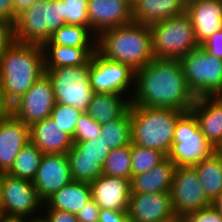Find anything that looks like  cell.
<instances>
[{
	"instance_id": "1",
	"label": "cell",
	"mask_w": 222,
	"mask_h": 222,
	"mask_svg": "<svg viewBox=\"0 0 222 222\" xmlns=\"http://www.w3.org/2000/svg\"><path fill=\"white\" fill-rule=\"evenodd\" d=\"M131 105L189 112L196 98L190 92L180 59L154 58L135 71Z\"/></svg>"
},
{
	"instance_id": "2",
	"label": "cell",
	"mask_w": 222,
	"mask_h": 222,
	"mask_svg": "<svg viewBox=\"0 0 222 222\" xmlns=\"http://www.w3.org/2000/svg\"><path fill=\"white\" fill-rule=\"evenodd\" d=\"M97 36L94 39L97 42L96 51L101 56L127 64L134 71L143 68L155 58L149 25L132 22L107 29Z\"/></svg>"
},
{
	"instance_id": "3",
	"label": "cell",
	"mask_w": 222,
	"mask_h": 222,
	"mask_svg": "<svg viewBox=\"0 0 222 222\" xmlns=\"http://www.w3.org/2000/svg\"><path fill=\"white\" fill-rule=\"evenodd\" d=\"M44 74L42 45L14 41L0 58V79L10 105Z\"/></svg>"
},
{
	"instance_id": "4",
	"label": "cell",
	"mask_w": 222,
	"mask_h": 222,
	"mask_svg": "<svg viewBox=\"0 0 222 222\" xmlns=\"http://www.w3.org/2000/svg\"><path fill=\"white\" fill-rule=\"evenodd\" d=\"M131 143L169 155L178 118L184 113L172 108L129 106Z\"/></svg>"
},
{
	"instance_id": "5",
	"label": "cell",
	"mask_w": 222,
	"mask_h": 222,
	"mask_svg": "<svg viewBox=\"0 0 222 222\" xmlns=\"http://www.w3.org/2000/svg\"><path fill=\"white\" fill-rule=\"evenodd\" d=\"M64 25L62 0H38L17 16L13 25L14 39L43 45Z\"/></svg>"
},
{
	"instance_id": "6",
	"label": "cell",
	"mask_w": 222,
	"mask_h": 222,
	"mask_svg": "<svg viewBox=\"0 0 222 222\" xmlns=\"http://www.w3.org/2000/svg\"><path fill=\"white\" fill-rule=\"evenodd\" d=\"M149 26L155 58L181 59L199 47L190 17L185 12Z\"/></svg>"
},
{
	"instance_id": "7",
	"label": "cell",
	"mask_w": 222,
	"mask_h": 222,
	"mask_svg": "<svg viewBox=\"0 0 222 222\" xmlns=\"http://www.w3.org/2000/svg\"><path fill=\"white\" fill-rule=\"evenodd\" d=\"M180 61L189 90L196 99L222 96V59L199 46Z\"/></svg>"
},
{
	"instance_id": "8",
	"label": "cell",
	"mask_w": 222,
	"mask_h": 222,
	"mask_svg": "<svg viewBox=\"0 0 222 222\" xmlns=\"http://www.w3.org/2000/svg\"><path fill=\"white\" fill-rule=\"evenodd\" d=\"M214 148L198 127L195 116L184 112L177 120L173 145L167 156L176 167H192L210 156Z\"/></svg>"
},
{
	"instance_id": "9",
	"label": "cell",
	"mask_w": 222,
	"mask_h": 222,
	"mask_svg": "<svg viewBox=\"0 0 222 222\" xmlns=\"http://www.w3.org/2000/svg\"><path fill=\"white\" fill-rule=\"evenodd\" d=\"M89 73L90 62L82 66L45 69L52 82L55 102L85 112L94 95Z\"/></svg>"
},
{
	"instance_id": "10",
	"label": "cell",
	"mask_w": 222,
	"mask_h": 222,
	"mask_svg": "<svg viewBox=\"0 0 222 222\" xmlns=\"http://www.w3.org/2000/svg\"><path fill=\"white\" fill-rule=\"evenodd\" d=\"M171 202L177 218L211 206L193 167H176L171 186Z\"/></svg>"
},
{
	"instance_id": "11",
	"label": "cell",
	"mask_w": 222,
	"mask_h": 222,
	"mask_svg": "<svg viewBox=\"0 0 222 222\" xmlns=\"http://www.w3.org/2000/svg\"><path fill=\"white\" fill-rule=\"evenodd\" d=\"M52 82L46 74L11 105V114L27 126L49 118L55 106Z\"/></svg>"
},
{
	"instance_id": "12",
	"label": "cell",
	"mask_w": 222,
	"mask_h": 222,
	"mask_svg": "<svg viewBox=\"0 0 222 222\" xmlns=\"http://www.w3.org/2000/svg\"><path fill=\"white\" fill-rule=\"evenodd\" d=\"M89 77L94 93L122 95L134 82L135 71L129 65L108 60L96 51L90 60Z\"/></svg>"
},
{
	"instance_id": "13",
	"label": "cell",
	"mask_w": 222,
	"mask_h": 222,
	"mask_svg": "<svg viewBox=\"0 0 222 222\" xmlns=\"http://www.w3.org/2000/svg\"><path fill=\"white\" fill-rule=\"evenodd\" d=\"M43 204L32 181L3 173L0 207L4 215L29 217Z\"/></svg>"
},
{
	"instance_id": "14",
	"label": "cell",
	"mask_w": 222,
	"mask_h": 222,
	"mask_svg": "<svg viewBox=\"0 0 222 222\" xmlns=\"http://www.w3.org/2000/svg\"><path fill=\"white\" fill-rule=\"evenodd\" d=\"M72 181L67 154H43L32 183L44 203Z\"/></svg>"
},
{
	"instance_id": "15",
	"label": "cell",
	"mask_w": 222,
	"mask_h": 222,
	"mask_svg": "<svg viewBox=\"0 0 222 222\" xmlns=\"http://www.w3.org/2000/svg\"><path fill=\"white\" fill-rule=\"evenodd\" d=\"M127 214L134 222H169L177 219L170 193H131Z\"/></svg>"
},
{
	"instance_id": "16",
	"label": "cell",
	"mask_w": 222,
	"mask_h": 222,
	"mask_svg": "<svg viewBox=\"0 0 222 222\" xmlns=\"http://www.w3.org/2000/svg\"><path fill=\"white\" fill-rule=\"evenodd\" d=\"M87 13L95 35L133 22L132 4L127 0H88Z\"/></svg>"
},
{
	"instance_id": "17",
	"label": "cell",
	"mask_w": 222,
	"mask_h": 222,
	"mask_svg": "<svg viewBox=\"0 0 222 222\" xmlns=\"http://www.w3.org/2000/svg\"><path fill=\"white\" fill-rule=\"evenodd\" d=\"M30 142V126L12 114L0 118V173H7L20 150Z\"/></svg>"
},
{
	"instance_id": "18",
	"label": "cell",
	"mask_w": 222,
	"mask_h": 222,
	"mask_svg": "<svg viewBox=\"0 0 222 222\" xmlns=\"http://www.w3.org/2000/svg\"><path fill=\"white\" fill-rule=\"evenodd\" d=\"M199 46L222 29V0H191L185 3Z\"/></svg>"
},
{
	"instance_id": "19",
	"label": "cell",
	"mask_w": 222,
	"mask_h": 222,
	"mask_svg": "<svg viewBox=\"0 0 222 222\" xmlns=\"http://www.w3.org/2000/svg\"><path fill=\"white\" fill-rule=\"evenodd\" d=\"M89 184L91 196L100 209L128 210L130 180L103 174Z\"/></svg>"
},
{
	"instance_id": "20",
	"label": "cell",
	"mask_w": 222,
	"mask_h": 222,
	"mask_svg": "<svg viewBox=\"0 0 222 222\" xmlns=\"http://www.w3.org/2000/svg\"><path fill=\"white\" fill-rule=\"evenodd\" d=\"M190 112L195 116L204 137L214 148L222 138V96L198 98Z\"/></svg>"
},
{
	"instance_id": "21",
	"label": "cell",
	"mask_w": 222,
	"mask_h": 222,
	"mask_svg": "<svg viewBox=\"0 0 222 222\" xmlns=\"http://www.w3.org/2000/svg\"><path fill=\"white\" fill-rule=\"evenodd\" d=\"M30 142L43 154H67L74 144L72 137L50 117L30 126Z\"/></svg>"
},
{
	"instance_id": "22",
	"label": "cell",
	"mask_w": 222,
	"mask_h": 222,
	"mask_svg": "<svg viewBox=\"0 0 222 222\" xmlns=\"http://www.w3.org/2000/svg\"><path fill=\"white\" fill-rule=\"evenodd\" d=\"M176 165L166 157L147 172L132 175L131 193H170Z\"/></svg>"
},
{
	"instance_id": "23",
	"label": "cell",
	"mask_w": 222,
	"mask_h": 222,
	"mask_svg": "<svg viewBox=\"0 0 222 222\" xmlns=\"http://www.w3.org/2000/svg\"><path fill=\"white\" fill-rule=\"evenodd\" d=\"M185 12L183 0H136L132 4L133 22L151 25Z\"/></svg>"
},
{
	"instance_id": "24",
	"label": "cell",
	"mask_w": 222,
	"mask_h": 222,
	"mask_svg": "<svg viewBox=\"0 0 222 222\" xmlns=\"http://www.w3.org/2000/svg\"><path fill=\"white\" fill-rule=\"evenodd\" d=\"M42 47L44 69L82 66L88 64L96 52V47H67L56 44H43Z\"/></svg>"
},
{
	"instance_id": "25",
	"label": "cell",
	"mask_w": 222,
	"mask_h": 222,
	"mask_svg": "<svg viewBox=\"0 0 222 222\" xmlns=\"http://www.w3.org/2000/svg\"><path fill=\"white\" fill-rule=\"evenodd\" d=\"M91 198L89 183L72 181L49 197L44 205L49 209L77 214Z\"/></svg>"
},
{
	"instance_id": "26",
	"label": "cell",
	"mask_w": 222,
	"mask_h": 222,
	"mask_svg": "<svg viewBox=\"0 0 222 222\" xmlns=\"http://www.w3.org/2000/svg\"><path fill=\"white\" fill-rule=\"evenodd\" d=\"M130 106V100H125L119 94L94 93L85 111L100 125L120 118Z\"/></svg>"
},
{
	"instance_id": "27",
	"label": "cell",
	"mask_w": 222,
	"mask_h": 222,
	"mask_svg": "<svg viewBox=\"0 0 222 222\" xmlns=\"http://www.w3.org/2000/svg\"><path fill=\"white\" fill-rule=\"evenodd\" d=\"M207 197L213 201L222 191V157L214 152L192 166Z\"/></svg>"
},
{
	"instance_id": "28",
	"label": "cell",
	"mask_w": 222,
	"mask_h": 222,
	"mask_svg": "<svg viewBox=\"0 0 222 222\" xmlns=\"http://www.w3.org/2000/svg\"><path fill=\"white\" fill-rule=\"evenodd\" d=\"M42 156L43 153L29 142L20 150L7 174L16 178L33 181Z\"/></svg>"
},
{
	"instance_id": "29",
	"label": "cell",
	"mask_w": 222,
	"mask_h": 222,
	"mask_svg": "<svg viewBox=\"0 0 222 222\" xmlns=\"http://www.w3.org/2000/svg\"><path fill=\"white\" fill-rule=\"evenodd\" d=\"M100 137L110 149L131 143V116L128 109L120 118L102 125Z\"/></svg>"
},
{
	"instance_id": "30",
	"label": "cell",
	"mask_w": 222,
	"mask_h": 222,
	"mask_svg": "<svg viewBox=\"0 0 222 222\" xmlns=\"http://www.w3.org/2000/svg\"><path fill=\"white\" fill-rule=\"evenodd\" d=\"M91 34L94 35L88 27L66 24L56 31L50 40L44 44H56L67 47H96V43L90 39Z\"/></svg>"
},
{
	"instance_id": "31",
	"label": "cell",
	"mask_w": 222,
	"mask_h": 222,
	"mask_svg": "<svg viewBox=\"0 0 222 222\" xmlns=\"http://www.w3.org/2000/svg\"><path fill=\"white\" fill-rule=\"evenodd\" d=\"M73 143V146L67 152V158H88L94 160L102 168L104 167L111 149L100 136L95 139Z\"/></svg>"
},
{
	"instance_id": "32",
	"label": "cell",
	"mask_w": 222,
	"mask_h": 222,
	"mask_svg": "<svg viewBox=\"0 0 222 222\" xmlns=\"http://www.w3.org/2000/svg\"><path fill=\"white\" fill-rule=\"evenodd\" d=\"M103 174L131 180L132 167L130 144L110 150L103 167Z\"/></svg>"
},
{
	"instance_id": "33",
	"label": "cell",
	"mask_w": 222,
	"mask_h": 222,
	"mask_svg": "<svg viewBox=\"0 0 222 222\" xmlns=\"http://www.w3.org/2000/svg\"><path fill=\"white\" fill-rule=\"evenodd\" d=\"M132 175L147 172L167 156L159 150L130 143Z\"/></svg>"
},
{
	"instance_id": "34",
	"label": "cell",
	"mask_w": 222,
	"mask_h": 222,
	"mask_svg": "<svg viewBox=\"0 0 222 222\" xmlns=\"http://www.w3.org/2000/svg\"><path fill=\"white\" fill-rule=\"evenodd\" d=\"M68 162L73 181L90 183L103 175V168L92 159L68 158Z\"/></svg>"
},
{
	"instance_id": "35",
	"label": "cell",
	"mask_w": 222,
	"mask_h": 222,
	"mask_svg": "<svg viewBox=\"0 0 222 222\" xmlns=\"http://www.w3.org/2000/svg\"><path fill=\"white\" fill-rule=\"evenodd\" d=\"M82 114L83 111L80 109L66 104L55 103L50 118L62 128V131L73 138L77 122Z\"/></svg>"
},
{
	"instance_id": "36",
	"label": "cell",
	"mask_w": 222,
	"mask_h": 222,
	"mask_svg": "<svg viewBox=\"0 0 222 222\" xmlns=\"http://www.w3.org/2000/svg\"><path fill=\"white\" fill-rule=\"evenodd\" d=\"M87 6L88 0H62L63 19L66 24L90 29Z\"/></svg>"
},
{
	"instance_id": "37",
	"label": "cell",
	"mask_w": 222,
	"mask_h": 222,
	"mask_svg": "<svg viewBox=\"0 0 222 222\" xmlns=\"http://www.w3.org/2000/svg\"><path fill=\"white\" fill-rule=\"evenodd\" d=\"M102 125L90 117L86 112L79 117L73 142L87 141L100 136Z\"/></svg>"
},
{
	"instance_id": "38",
	"label": "cell",
	"mask_w": 222,
	"mask_h": 222,
	"mask_svg": "<svg viewBox=\"0 0 222 222\" xmlns=\"http://www.w3.org/2000/svg\"><path fill=\"white\" fill-rule=\"evenodd\" d=\"M182 219L185 222H222V216L213 206L187 214Z\"/></svg>"
},
{
	"instance_id": "39",
	"label": "cell",
	"mask_w": 222,
	"mask_h": 222,
	"mask_svg": "<svg viewBox=\"0 0 222 222\" xmlns=\"http://www.w3.org/2000/svg\"><path fill=\"white\" fill-rule=\"evenodd\" d=\"M100 208L91 198L76 214L79 222H98Z\"/></svg>"
},
{
	"instance_id": "40",
	"label": "cell",
	"mask_w": 222,
	"mask_h": 222,
	"mask_svg": "<svg viewBox=\"0 0 222 222\" xmlns=\"http://www.w3.org/2000/svg\"><path fill=\"white\" fill-rule=\"evenodd\" d=\"M200 46L208 53L222 59V29L212 34Z\"/></svg>"
},
{
	"instance_id": "41",
	"label": "cell",
	"mask_w": 222,
	"mask_h": 222,
	"mask_svg": "<svg viewBox=\"0 0 222 222\" xmlns=\"http://www.w3.org/2000/svg\"><path fill=\"white\" fill-rule=\"evenodd\" d=\"M14 41L13 24L0 20V58Z\"/></svg>"
},
{
	"instance_id": "42",
	"label": "cell",
	"mask_w": 222,
	"mask_h": 222,
	"mask_svg": "<svg viewBox=\"0 0 222 222\" xmlns=\"http://www.w3.org/2000/svg\"><path fill=\"white\" fill-rule=\"evenodd\" d=\"M47 208L46 216L44 217L47 222H79L76 214L59 211Z\"/></svg>"
},
{
	"instance_id": "43",
	"label": "cell",
	"mask_w": 222,
	"mask_h": 222,
	"mask_svg": "<svg viewBox=\"0 0 222 222\" xmlns=\"http://www.w3.org/2000/svg\"><path fill=\"white\" fill-rule=\"evenodd\" d=\"M127 215V211L100 209L98 222H121Z\"/></svg>"
},
{
	"instance_id": "44",
	"label": "cell",
	"mask_w": 222,
	"mask_h": 222,
	"mask_svg": "<svg viewBox=\"0 0 222 222\" xmlns=\"http://www.w3.org/2000/svg\"><path fill=\"white\" fill-rule=\"evenodd\" d=\"M0 20L14 25L13 0H0Z\"/></svg>"
},
{
	"instance_id": "45",
	"label": "cell",
	"mask_w": 222,
	"mask_h": 222,
	"mask_svg": "<svg viewBox=\"0 0 222 222\" xmlns=\"http://www.w3.org/2000/svg\"><path fill=\"white\" fill-rule=\"evenodd\" d=\"M38 0H13L14 7V23L16 22L17 16L24 10L31 7Z\"/></svg>"
},
{
	"instance_id": "46",
	"label": "cell",
	"mask_w": 222,
	"mask_h": 222,
	"mask_svg": "<svg viewBox=\"0 0 222 222\" xmlns=\"http://www.w3.org/2000/svg\"><path fill=\"white\" fill-rule=\"evenodd\" d=\"M11 114V105L6 100L3 92V87L0 79V118Z\"/></svg>"
},
{
	"instance_id": "47",
	"label": "cell",
	"mask_w": 222,
	"mask_h": 222,
	"mask_svg": "<svg viewBox=\"0 0 222 222\" xmlns=\"http://www.w3.org/2000/svg\"><path fill=\"white\" fill-rule=\"evenodd\" d=\"M26 220V221H25ZM26 217L23 216H11V215H2L0 222H29Z\"/></svg>"
},
{
	"instance_id": "48",
	"label": "cell",
	"mask_w": 222,
	"mask_h": 222,
	"mask_svg": "<svg viewBox=\"0 0 222 222\" xmlns=\"http://www.w3.org/2000/svg\"><path fill=\"white\" fill-rule=\"evenodd\" d=\"M211 206H213L222 216V191L212 201Z\"/></svg>"
},
{
	"instance_id": "49",
	"label": "cell",
	"mask_w": 222,
	"mask_h": 222,
	"mask_svg": "<svg viewBox=\"0 0 222 222\" xmlns=\"http://www.w3.org/2000/svg\"><path fill=\"white\" fill-rule=\"evenodd\" d=\"M214 153L222 157V138L214 147Z\"/></svg>"
},
{
	"instance_id": "50",
	"label": "cell",
	"mask_w": 222,
	"mask_h": 222,
	"mask_svg": "<svg viewBox=\"0 0 222 222\" xmlns=\"http://www.w3.org/2000/svg\"><path fill=\"white\" fill-rule=\"evenodd\" d=\"M29 222H47V221H46V219L44 218V216H43V217L37 216V218L31 216Z\"/></svg>"
},
{
	"instance_id": "51",
	"label": "cell",
	"mask_w": 222,
	"mask_h": 222,
	"mask_svg": "<svg viewBox=\"0 0 222 222\" xmlns=\"http://www.w3.org/2000/svg\"><path fill=\"white\" fill-rule=\"evenodd\" d=\"M121 222H134L128 215Z\"/></svg>"
},
{
	"instance_id": "52",
	"label": "cell",
	"mask_w": 222,
	"mask_h": 222,
	"mask_svg": "<svg viewBox=\"0 0 222 222\" xmlns=\"http://www.w3.org/2000/svg\"><path fill=\"white\" fill-rule=\"evenodd\" d=\"M3 173H0V202H1V183H2Z\"/></svg>"
},
{
	"instance_id": "53",
	"label": "cell",
	"mask_w": 222,
	"mask_h": 222,
	"mask_svg": "<svg viewBox=\"0 0 222 222\" xmlns=\"http://www.w3.org/2000/svg\"><path fill=\"white\" fill-rule=\"evenodd\" d=\"M172 222H185L182 218H177L175 220H173Z\"/></svg>"
},
{
	"instance_id": "54",
	"label": "cell",
	"mask_w": 222,
	"mask_h": 222,
	"mask_svg": "<svg viewBox=\"0 0 222 222\" xmlns=\"http://www.w3.org/2000/svg\"><path fill=\"white\" fill-rule=\"evenodd\" d=\"M2 215H3V212H2V208L0 207V219H1Z\"/></svg>"
},
{
	"instance_id": "55",
	"label": "cell",
	"mask_w": 222,
	"mask_h": 222,
	"mask_svg": "<svg viewBox=\"0 0 222 222\" xmlns=\"http://www.w3.org/2000/svg\"><path fill=\"white\" fill-rule=\"evenodd\" d=\"M129 3L133 4L136 0H127Z\"/></svg>"
}]
</instances>
